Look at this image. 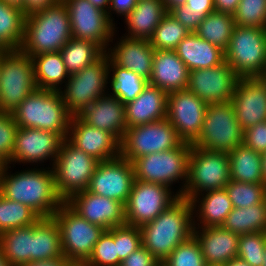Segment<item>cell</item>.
I'll list each match as a JSON object with an SVG mask.
<instances>
[{
	"label": "cell",
	"instance_id": "cell-1",
	"mask_svg": "<svg viewBox=\"0 0 266 266\" xmlns=\"http://www.w3.org/2000/svg\"><path fill=\"white\" fill-rule=\"evenodd\" d=\"M4 165L0 175V194L15 202L22 203L41 218H49L64 203L58 195L52 168H31L11 174ZM50 169V170H49Z\"/></svg>",
	"mask_w": 266,
	"mask_h": 266
},
{
	"label": "cell",
	"instance_id": "cell-2",
	"mask_svg": "<svg viewBox=\"0 0 266 266\" xmlns=\"http://www.w3.org/2000/svg\"><path fill=\"white\" fill-rule=\"evenodd\" d=\"M193 207L190 200L180 197L157 218L139 227L142 246L161 263L194 232Z\"/></svg>",
	"mask_w": 266,
	"mask_h": 266
},
{
	"label": "cell",
	"instance_id": "cell-3",
	"mask_svg": "<svg viewBox=\"0 0 266 266\" xmlns=\"http://www.w3.org/2000/svg\"><path fill=\"white\" fill-rule=\"evenodd\" d=\"M68 10L62 0L26 16L20 50L32 56L58 52L72 38Z\"/></svg>",
	"mask_w": 266,
	"mask_h": 266
},
{
	"label": "cell",
	"instance_id": "cell-4",
	"mask_svg": "<svg viewBox=\"0 0 266 266\" xmlns=\"http://www.w3.org/2000/svg\"><path fill=\"white\" fill-rule=\"evenodd\" d=\"M20 128H36L57 132L67 138L72 114L59 91L36 89L12 112Z\"/></svg>",
	"mask_w": 266,
	"mask_h": 266
},
{
	"label": "cell",
	"instance_id": "cell-5",
	"mask_svg": "<svg viewBox=\"0 0 266 266\" xmlns=\"http://www.w3.org/2000/svg\"><path fill=\"white\" fill-rule=\"evenodd\" d=\"M191 143L183 142L179 147L163 152L144 155L132 161L135 179L172 187L173 182H181L180 197L188 180V160Z\"/></svg>",
	"mask_w": 266,
	"mask_h": 266
},
{
	"label": "cell",
	"instance_id": "cell-6",
	"mask_svg": "<svg viewBox=\"0 0 266 266\" xmlns=\"http://www.w3.org/2000/svg\"><path fill=\"white\" fill-rule=\"evenodd\" d=\"M243 133L231 101L209 103L201 132L191 145L212 152L229 153L243 143Z\"/></svg>",
	"mask_w": 266,
	"mask_h": 266
},
{
	"label": "cell",
	"instance_id": "cell-7",
	"mask_svg": "<svg viewBox=\"0 0 266 266\" xmlns=\"http://www.w3.org/2000/svg\"><path fill=\"white\" fill-rule=\"evenodd\" d=\"M228 153L191 147L188 160V180L182 198L192 200L202 192L225 189L230 182Z\"/></svg>",
	"mask_w": 266,
	"mask_h": 266
},
{
	"label": "cell",
	"instance_id": "cell-8",
	"mask_svg": "<svg viewBox=\"0 0 266 266\" xmlns=\"http://www.w3.org/2000/svg\"><path fill=\"white\" fill-rule=\"evenodd\" d=\"M52 217L60 229L64 257L74 266H81L91 255L93 247L105 229L88 222L66 202Z\"/></svg>",
	"mask_w": 266,
	"mask_h": 266
},
{
	"label": "cell",
	"instance_id": "cell-9",
	"mask_svg": "<svg viewBox=\"0 0 266 266\" xmlns=\"http://www.w3.org/2000/svg\"><path fill=\"white\" fill-rule=\"evenodd\" d=\"M224 60L240 77H261L266 68V29L236 25Z\"/></svg>",
	"mask_w": 266,
	"mask_h": 266
},
{
	"label": "cell",
	"instance_id": "cell-10",
	"mask_svg": "<svg viewBox=\"0 0 266 266\" xmlns=\"http://www.w3.org/2000/svg\"><path fill=\"white\" fill-rule=\"evenodd\" d=\"M36 89L32 57L7 50L1 57L0 112L12 113Z\"/></svg>",
	"mask_w": 266,
	"mask_h": 266
},
{
	"label": "cell",
	"instance_id": "cell-11",
	"mask_svg": "<svg viewBox=\"0 0 266 266\" xmlns=\"http://www.w3.org/2000/svg\"><path fill=\"white\" fill-rule=\"evenodd\" d=\"M99 162L64 139L52 166L56 190L64 202L87 190Z\"/></svg>",
	"mask_w": 266,
	"mask_h": 266
},
{
	"label": "cell",
	"instance_id": "cell-12",
	"mask_svg": "<svg viewBox=\"0 0 266 266\" xmlns=\"http://www.w3.org/2000/svg\"><path fill=\"white\" fill-rule=\"evenodd\" d=\"M109 56L105 52L98 60L80 72L69 75L64 90H59L68 111L76 116L100 96L109 93ZM107 91V92H106Z\"/></svg>",
	"mask_w": 266,
	"mask_h": 266
},
{
	"label": "cell",
	"instance_id": "cell-13",
	"mask_svg": "<svg viewBox=\"0 0 266 266\" xmlns=\"http://www.w3.org/2000/svg\"><path fill=\"white\" fill-rule=\"evenodd\" d=\"M183 140L166 119L127 128L120 142V156L132 162L144 155L179 147Z\"/></svg>",
	"mask_w": 266,
	"mask_h": 266
},
{
	"label": "cell",
	"instance_id": "cell-14",
	"mask_svg": "<svg viewBox=\"0 0 266 266\" xmlns=\"http://www.w3.org/2000/svg\"><path fill=\"white\" fill-rule=\"evenodd\" d=\"M179 198L170 187L135 179L125 204L126 224L141 227L157 218Z\"/></svg>",
	"mask_w": 266,
	"mask_h": 266
},
{
	"label": "cell",
	"instance_id": "cell-15",
	"mask_svg": "<svg viewBox=\"0 0 266 266\" xmlns=\"http://www.w3.org/2000/svg\"><path fill=\"white\" fill-rule=\"evenodd\" d=\"M62 1L68 10L72 36L95 42L106 52L110 42L114 43L113 37L117 32L108 14L88 0Z\"/></svg>",
	"mask_w": 266,
	"mask_h": 266
},
{
	"label": "cell",
	"instance_id": "cell-16",
	"mask_svg": "<svg viewBox=\"0 0 266 266\" xmlns=\"http://www.w3.org/2000/svg\"><path fill=\"white\" fill-rule=\"evenodd\" d=\"M208 104L187 89L170 92L166 119L183 142L192 143L201 132Z\"/></svg>",
	"mask_w": 266,
	"mask_h": 266
},
{
	"label": "cell",
	"instance_id": "cell-17",
	"mask_svg": "<svg viewBox=\"0 0 266 266\" xmlns=\"http://www.w3.org/2000/svg\"><path fill=\"white\" fill-rule=\"evenodd\" d=\"M240 78L224 61L219 66L191 70L186 89L207 104L228 102L232 100Z\"/></svg>",
	"mask_w": 266,
	"mask_h": 266
},
{
	"label": "cell",
	"instance_id": "cell-18",
	"mask_svg": "<svg viewBox=\"0 0 266 266\" xmlns=\"http://www.w3.org/2000/svg\"><path fill=\"white\" fill-rule=\"evenodd\" d=\"M135 181L132 162L119 156L99 162L87 191L126 204Z\"/></svg>",
	"mask_w": 266,
	"mask_h": 266
},
{
	"label": "cell",
	"instance_id": "cell-19",
	"mask_svg": "<svg viewBox=\"0 0 266 266\" xmlns=\"http://www.w3.org/2000/svg\"><path fill=\"white\" fill-rule=\"evenodd\" d=\"M63 141L64 138L57 132L18 127L9 165L14 162L35 165L49 159L53 161L52 167Z\"/></svg>",
	"mask_w": 266,
	"mask_h": 266
},
{
	"label": "cell",
	"instance_id": "cell-20",
	"mask_svg": "<svg viewBox=\"0 0 266 266\" xmlns=\"http://www.w3.org/2000/svg\"><path fill=\"white\" fill-rule=\"evenodd\" d=\"M65 202L88 222L105 230L126 224L125 205L118 200L84 190L73 194Z\"/></svg>",
	"mask_w": 266,
	"mask_h": 266
},
{
	"label": "cell",
	"instance_id": "cell-21",
	"mask_svg": "<svg viewBox=\"0 0 266 266\" xmlns=\"http://www.w3.org/2000/svg\"><path fill=\"white\" fill-rule=\"evenodd\" d=\"M243 130L266 121V82L261 77H241L232 100Z\"/></svg>",
	"mask_w": 266,
	"mask_h": 266
},
{
	"label": "cell",
	"instance_id": "cell-22",
	"mask_svg": "<svg viewBox=\"0 0 266 266\" xmlns=\"http://www.w3.org/2000/svg\"><path fill=\"white\" fill-rule=\"evenodd\" d=\"M66 139L100 162L120 156V142L112 134L90 126L78 115L72 116Z\"/></svg>",
	"mask_w": 266,
	"mask_h": 266
},
{
	"label": "cell",
	"instance_id": "cell-23",
	"mask_svg": "<svg viewBox=\"0 0 266 266\" xmlns=\"http://www.w3.org/2000/svg\"><path fill=\"white\" fill-rule=\"evenodd\" d=\"M78 116L90 126L112 134L119 142L127 130L125 104L108 94L100 96Z\"/></svg>",
	"mask_w": 266,
	"mask_h": 266
},
{
	"label": "cell",
	"instance_id": "cell-24",
	"mask_svg": "<svg viewBox=\"0 0 266 266\" xmlns=\"http://www.w3.org/2000/svg\"><path fill=\"white\" fill-rule=\"evenodd\" d=\"M114 47L107 48L106 53L117 65L150 79L154 59V48L147 39H132L122 36Z\"/></svg>",
	"mask_w": 266,
	"mask_h": 266
},
{
	"label": "cell",
	"instance_id": "cell-25",
	"mask_svg": "<svg viewBox=\"0 0 266 266\" xmlns=\"http://www.w3.org/2000/svg\"><path fill=\"white\" fill-rule=\"evenodd\" d=\"M193 236L200 245L206 265H225L237 257L240 235L222 226L194 228Z\"/></svg>",
	"mask_w": 266,
	"mask_h": 266
},
{
	"label": "cell",
	"instance_id": "cell-26",
	"mask_svg": "<svg viewBox=\"0 0 266 266\" xmlns=\"http://www.w3.org/2000/svg\"><path fill=\"white\" fill-rule=\"evenodd\" d=\"M189 73L185 63L174 50L154 49V59L149 84L166 93L187 88Z\"/></svg>",
	"mask_w": 266,
	"mask_h": 266
},
{
	"label": "cell",
	"instance_id": "cell-27",
	"mask_svg": "<svg viewBox=\"0 0 266 266\" xmlns=\"http://www.w3.org/2000/svg\"><path fill=\"white\" fill-rule=\"evenodd\" d=\"M168 93L148 83L143 92L125 104L127 127L149 124L166 118Z\"/></svg>",
	"mask_w": 266,
	"mask_h": 266
},
{
	"label": "cell",
	"instance_id": "cell-28",
	"mask_svg": "<svg viewBox=\"0 0 266 266\" xmlns=\"http://www.w3.org/2000/svg\"><path fill=\"white\" fill-rule=\"evenodd\" d=\"M191 203L194 214V228L222 226L226 220V217L233 209L232 202L226 189L211 190L207 191L206 193L203 192L195 196L191 200ZM197 221L200 223H196Z\"/></svg>",
	"mask_w": 266,
	"mask_h": 266
},
{
	"label": "cell",
	"instance_id": "cell-29",
	"mask_svg": "<svg viewBox=\"0 0 266 266\" xmlns=\"http://www.w3.org/2000/svg\"><path fill=\"white\" fill-rule=\"evenodd\" d=\"M174 51L189 71L219 66L225 61L223 50L200 38L195 32L183 38Z\"/></svg>",
	"mask_w": 266,
	"mask_h": 266
},
{
	"label": "cell",
	"instance_id": "cell-30",
	"mask_svg": "<svg viewBox=\"0 0 266 266\" xmlns=\"http://www.w3.org/2000/svg\"><path fill=\"white\" fill-rule=\"evenodd\" d=\"M167 13L162 0H138L136 7L124 19L128 29L124 36L150 40Z\"/></svg>",
	"mask_w": 266,
	"mask_h": 266
},
{
	"label": "cell",
	"instance_id": "cell-31",
	"mask_svg": "<svg viewBox=\"0 0 266 266\" xmlns=\"http://www.w3.org/2000/svg\"><path fill=\"white\" fill-rule=\"evenodd\" d=\"M37 89L59 91L66 84L69 74L60 51L32 56Z\"/></svg>",
	"mask_w": 266,
	"mask_h": 266
},
{
	"label": "cell",
	"instance_id": "cell-32",
	"mask_svg": "<svg viewBox=\"0 0 266 266\" xmlns=\"http://www.w3.org/2000/svg\"><path fill=\"white\" fill-rule=\"evenodd\" d=\"M64 257L60 229L53 217L40 218L34 224L32 262Z\"/></svg>",
	"mask_w": 266,
	"mask_h": 266
},
{
	"label": "cell",
	"instance_id": "cell-33",
	"mask_svg": "<svg viewBox=\"0 0 266 266\" xmlns=\"http://www.w3.org/2000/svg\"><path fill=\"white\" fill-rule=\"evenodd\" d=\"M230 178L244 183L264 184L262 174V154L243 143L228 153Z\"/></svg>",
	"mask_w": 266,
	"mask_h": 266
},
{
	"label": "cell",
	"instance_id": "cell-34",
	"mask_svg": "<svg viewBox=\"0 0 266 266\" xmlns=\"http://www.w3.org/2000/svg\"><path fill=\"white\" fill-rule=\"evenodd\" d=\"M34 224L7 230L0 234V246L4 256L13 266L32 262Z\"/></svg>",
	"mask_w": 266,
	"mask_h": 266
},
{
	"label": "cell",
	"instance_id": "cell-35",
	"mask_svg": "<svg viewBox=\"0 0 266 266\" xmlns=\"http://www.w3.org/2000/svg\"><path fill=\"white\" fill-rule=\"evenodd\" d=\"M108 71V83H111L112 90V93L110 92L108 95L117 97L123 104H127L138 97L149 83L148 80L134 73L132 70L117 66L110 58ZM111 71L112 74L110 73Z\"/></svg>",
	"mask_w": 266,
	"mask_h": 266
},
{
	"label": "cell",
	"instance_id": "cell-36",
	"mask_svg": "<svg viewBox=\"0 0 266 266\" xmlns=\"http://www.w3.org/2000/svg\"><path fill=\"white\" fill-rule=\"evenodd\" d=\"M222 227L238 235L266 232V199L246 208H233Z\"/></svg>",
	"mask_w": 266,
	"mask_h": 266
},
{
	"label": "cell",
	"instance_id": "cell-37",
	"mask_svg": "<svg viewBox=\"0 0 266 266\" xmlns=\"http://www.w3.org/2000/svg\"><path fill=\"white\" fill-rule=\"evenodd\" d=\"M105 51L95 42L72 37L60 50L69 75L80 72L98 60Z\"/></svg>",
	"mask_w": 266,
	"mask_h": 266
},
{
	"label": "cell",
	"instance_id": "cell-38",
	"mask_svg": "<svg viewBox=\"0 0 266 266\" xmlns=\"http://www.w3.org/2000/svg\"><path fill=\"white\" fill-rule=\"evenodd\" d=\"M26 15L23 10L0 0V47L20 50L24 40Z\"/></svg>",
	"mask_w": 266,
	"mask_h": 266
},
{
	"label": "cell",
	"instance_id": "cell-39",
	"mask_svg": "<svg viewBox=\"0 0 266 266\" xmlns=\"http://www.w3.org/2000/svg\"><path fill=\"white\" fill-rule=\"evenodd\" d=\"M235 26L232 14L214 11L204 18L195 33L200 38L225 51Z\"/></svg>",
	"mask_w": 266,
	"mask_h": 266
},
{
	"label": "cell",
	"instance_id": "cell-40",
	"mask_svg": "<svg viewBox=\"0 0 266 266\" xmlns=\"http://www.w3.org/2000/svg\"><path fill=\"white\" fill-rule=\"evenodd\" d=\"M41 217L28 206L0 194V234L35 224Z\"/></svg>",
	"mask_w": 266,
	"mask_h": 266
},
{
	"label": "cell",
	"instance_id": "cell-41",
	"mask_svg": "<svg viewBox=\"0 0 266 266\" xmlns=\"http://www.w3.org/2000/svg\"><path fill=\"white\" fill-rule=\"evenodd\" d=\"M189 34L185 26L167 13L156 27L150 43L157 50H174Z\"/></svg>",
	"mask_w": 266,
	"mask_h": 266
},
{
	"label": "cell",
	"instance_id": "cell-42",
	"mask_svg": "<svg viewBox=\"0 0 266 266\" xmlns=\"http://www.w3.org/2000/svg\"><path fill=\"white\" fill-rule=\"evenodd\" d=\"M214 11L213 0H187L184 5L174 7L168 13L191 33L195 32L204 18Z\"/></svg>",
	"mask_w": 266,
	"mask_h": 266
},
{
	"label": "cell",
	"instance_id": "cell-43",
	"mask_svg": "<svg viewBox=\"0 0 266 266\" xmlns=\"http://www.w3.org/2000/svg\"><path fill=\"white\" fill-rule=\"evenodd\" d=\"M225 189L233 208L251 207L266 199V184L230 180Z\"/></svg>",
	"mask_w": 266,
	"mask_h": 266
},
{
	"label": "cell",
	"instance_id": "cell-44",
	"mask_svg": "<svg viewBox=\"0 0 266 266\" xmlns=\"http://www.w3.org/2000/svg\"><path fill=\"white\" fill-rule=\"evenodd\" d=\"M81 266H118L115 227L103 232L91 255Z\"/></svg>",
	"mask_w": 266,
	"mask_h": 266
},
{
	"label": "cell",
	"instance_id": "cell-45",
	"mask_svg": "<svg viewBox=\"0 0 266 266\" xmlns=\"http://www.w3.org/2000/svg\"><path fill=\"white\" fill-rule=\"evenodd\" d=\"M233 16L237 26L266 29V0H240Z\"/></svg>",
	"mask_w": 266,
	"mask_h": 266
},
{
	"label": "cell",
	"instance_id": "cell-46",
	"mask_svg": "<svg viewBox=\"0 0 266 266\" xmlns=\"http://www.w3.org/2000/svg\"><path fill=\"white\" fill-rule=\"evenodd\" d=\"M266 247V232L242 234L239 238L237 257L250 266H262Z\"/></svg>",
	"mask_w": 266,
	"mask_h": 266
},
{
	"label": "cell",
	"instance_id": "cell-47",
	"mask_svg": "<svg viewBox=\"0 0 266 266\" xmlns=\"http://www.w3.org/2000/svg\"><path fill=\"white\" fill-rule=\"evenodd\" d=\"M162 263L166 266H206L200 245L194 236L179 244Z\"/></svg>",
	"mask_w": 266,
	"mask_h": 266
},
{
	"label": "cell",
	"instance_id": "cell-48",
	"mask_svg": "<svg viewBox=\"0 0 266 266\" xmlns=\"http://www.w3.org/2000/svg\"><path fill=\"white\" fill-rule=\"evenodd\" d=\"M115 244L118 254V265L131 253L142 246L139 227L122 225L115 227Z\"/></svg>",
	"mask_w": 266,
	"mask_h": 266
},
{
	"label": "cell",
	"instance_id": "cell-49",
	"mask_svg": "<svg viewBox=\"0 0 266 266\" xmlns=\"http://www.w3.org/2000/svg\"><path fill=\"white\" fill-rule=\"evenodd\" d=\"M17 129L12 113L0 112V162L4 165L11 160Z\"/></svg>",
	"mask_w": 266,
	"mask_h": 266
},
{
	"label": "cell",
	"instance_id": "cell-50",
	"mask_svg": "<svg viewBox=\"0 0 266 266\" xmlns=\"http://www.w3.org/2000/svg\"><path fill=\"white\" fill-rule=\"evenodd\" d=\"M243 144L259 154L266 152V121L244 130Z\"/></svg>",
	"mask_w": 266,
	"mask_h": 266
},
{
	"label": "cell",
	"instance_id": "cell-51",
	"mask_svg": "<svg viewBox=\"0 0 266 266\" xmlns=\"http://www.w3.org/2000/svg\"><path fill=\"white\" fill-rule=\"evenodd\" d=\"M161 262L145 247L141 246L124 259L122 266H158Z\"/></svg>",
	"mask_w": 266,
	"mask_h": 266
},
{
	"label": "cell",
	"instance_id": "cell-52",
	"mask_svg": "<svg viewBox=\"0 0 266 266\" xmlns=\"http://www.w3.org/2000/svg\"><path fill=\"white\" fill-rule=\"evenodd\" d=\"M138 0H110L108 7V17L109 20L113 23V17H111L114 11L115 14L119 16H124V18L136 7Z\"/></svg>",
	"mask_w": 266,
	"mask_h": 266
},
{
	"label": "cell",
	"instance_id": "cell-53",
	"mask_svg": "<svg viewBox=\"0 0 266 266\" xmlns=\"http://www.w3.org/2000/svg\"><path fill=\"white\" fill-rule=\"evenodd\" d=\"M59 0H24V14L27 16L36 11L51 7Z\"/></svg>",
	"mask_w": 266,
	"mask_h": 266
},
{
	"label": "cell",
	"instance_id": "cell-54",
	"mask_svg": "<svg viewBox=\"0 0 266 266\" xmlns=\"http://www.w3.org/2000/svg\"><path fill=\"white\" fill-rule=\"evenodd\" d=\"M215 12L234 14L240 0H213Z\"/></svg>",
	"mask_w": 266,
	"mask_h": 266
},
{
	"label": "cell",
	"instance_id": "cell-55",
	"mask_svg": "<svg viewBox=\"0 0 266 266\" xmlns=\"http://www.w3.org/2000/svg\"><path fill=\"white\" fill-rule=\"evenodd\" d=\"M21 266H74L69 260L65 257H57L51 260H42L36 262H30Z\"/></svg>",
	"mask_w": 266,
	"mask_h": 266
},
{
	"label": "cell",
	"instance_id": "cell-56",
	"mask_svg": "<svg viewBox=\"0 0 266 266\" xmlns=\"http://www.w3.org/2000/svg\"><path fill=\"white\" fill-rule=\"evenodd\" d=\"M167 12H169L174 7L184 5L187 0H162Z\"/></svg>",
	"mask_w": 266,
	"mask_h": 266
},
{
	"label": "cell",
	"instance_id": "cell-57",
	"mask_svg": "<svg viewBox=\"0 0 266 266\" xmlns=\"http://www.w3.org/2000/svg\"><path fill=\"white\" fill-rule=\"evenodd\" d=\"M93 6L98 7L105 11L106 13L108 12V7H109V2L110 0H88Z\"/></svg>",
	"mask_w": 266,
	"mask_h": 266
},
{
	"label": "cell",
	"instance_id": "cell-58",
	"mask_svg": "<svg viewBox=\"0 0 266 266\" xmlns=\"http://www.w3.org/2000/svg\"><path fill=\"white\" fill-rule=\"evenodd\" d=\"M224 266H250L245 260H242L239 257H235L231 259L228 263Z\"/></svg>",
	"mask_w": 266,
	"mask_h": 266
},
{
	"label": "cell",
	"instance_id": "cell-59",
	"mask_svg": "<svg viewBox=\"0 0 266 266\" xmlns=\"http://www.w3.org/2000/svg\"><path fill=\"white\" fill-rule=\"evenodd\" d=\"M1 1L5 2L10 6L23 10L24 13V0H1Z\"/></svg>",
	"mask_w": 266,
	"mask_h": 266
},
{
	"label": "cell",
	"instance_id": "cell-60",
	"mask_svg": "<svg viewBox=\"0 0 266 266\" xmlns=\"http://www.w3.org/2000/svg\"><path fill=\"white\" fill-rule=\"evenodd\" d=\"M0 266H13L10 261L4 256L0 246Z\"/></svg>",
	"mask_w": 266,
	"mask_h": 266
},
{
	"label": "cell",
	"instance_id": "cell-61",
	"mask_svg": "<svg viewBox=\"0 0 266 266\" xmlns=\"http://www.w3.org/2000/svg\"><path fill=\"white\" fill-rule=\"evenodd\" d=\"M262 166L263 180L264 184H266V152L262 154Z\"/></svg>",
	"mask_w": 266,
	"mask_h": 266
},
{
	"label": "cell",
	"instance_id": "cell-62",
	"mask_svg": "<svg viewBox=\"0 0 266 266\" xmlns=\"http://www.w3.org/2000/svg\"><path fill=\"white\" fill-rule=\"evenodd\" d=\"M7 50L0 47V66H1V57Z\"/></svg>",
	"mask_w": 266,
	"mask_h": 266
},
{
	"label": "cell",
	"instance_id": "cell-63",
	"mask_svg": "<svg viewBox=\"0 0 266 266\" xmlns=\"http://www.w3.org/2000/svg\"><path fill=\"white\" fill-rule=\"evenodd\" d=\"M264 260H263V263H262V266H266V247H265V252H264Z\"/></svg>",
	"mask_w": 266,
	"mask_h": 266
},
{
	"label": "cell",
	"instance_id": "cell-64",
	"mask_svg": "<svg viewBox=\"0 0 266 266\" xmlns=\"http://www.w3.org/2000/svg\"><path fill=\"white\" fill-rule=\"evenodd\" d=\"M261 78L266 82V68H265L264 73L262 74Z\"/></svg>",
	"mask_w": 266,
	"mask_h": 266
},
{
	"label": "cell",
	"instance_id": "cell-65",
	"mask_svg": "<svg viewBox=\"0 0 266 266\" xmlns=\"http://www.w3.org/2000/svg\"><path fill=\"white\" fill-rule=\"evenodd\" d=\"M4 167V164H2L1 162H0V175H1V171H2V168Z\"/></svg>",
	"mask_w": 266,
	"mask_h": 266
},
{
	"label": "cell",
	"instance_id": "cell-66",
	"mask_svg": "<svg viewBox=\"0 0 266 266\" xmlns=\"http://www.w3.org/2000/svg\"><path fill=\"white\" fill-rule=\"evenodd\" d=\"M206 266H224V265H206Z\"/></svg>",
	"mask_w": 266,
	"mask_h": 266
},
{
	"label": "cell",
	"instance_id": "cell-67",
	"mask_svg": "<svg viewBox=\"0 0 266 266\" xmlns=\"http://www.w3.org/2000/svg\"><path fill=\"white\" fill-rule=\"evenodd\" d=\"M158 266H166L165 264H163V263H160Z\"/></svg>",
	"mask_w": 266,
	"mask_h": 266
}]
</instances>
